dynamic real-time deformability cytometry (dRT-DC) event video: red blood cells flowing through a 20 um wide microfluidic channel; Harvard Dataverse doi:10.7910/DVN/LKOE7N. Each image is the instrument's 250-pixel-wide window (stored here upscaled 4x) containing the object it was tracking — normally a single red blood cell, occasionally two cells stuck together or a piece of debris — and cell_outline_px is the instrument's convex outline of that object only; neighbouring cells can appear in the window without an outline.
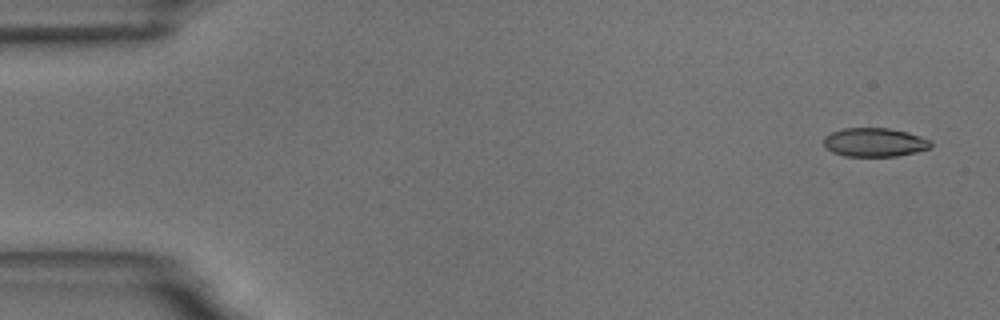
{"species": "common noctule bat (a hibernating species)", "species_latin": "Nyctalus noctula", "temperature_condition": "room temperature", "stored_images_in_passage": 5, "camera_frame_rate_fps": 3000, "um_per_image_px": 0.085, "animal": {"sex": "male", "body_mass_g": 18.8}, "frame": {"image": 1, "passage_image": 1, "time_ms": 0.0, "image_size_px": [1000, 320], "cell_outline_px": [[932, 144], [928, 148], [916, 152], [896, 156], [844, 156], [832, 152], [824, 144], [824, 136], [832, 132], [844, 128], [888, 128], [908, 132], [932, 140]], "centroid_in_image_um": [74.35, 12.09], "position_along_channel_um": 10.7, "area_um2": 17.92}}
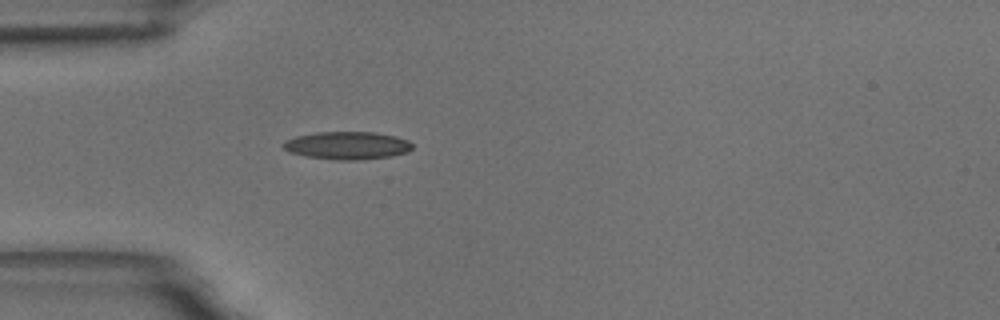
{"frame": {"image": 2, "passage_image": 5, "time_ms": 4.667, "image_size_px": [1000, 320], "cell_outline_px": [[412, 148], [408, 152], [392, 156], [360, 160], [336, 160], [304, 156], [288, 152], [280, 144], [284, 140], [296, 136], [316, 132], [372, 132], [396, 136], [408, 140], [412, 144]], "centroid_in_image_um": [29.48, 12.37], "position_along_channel_um": 55.5, "area_um2": 21.15}}